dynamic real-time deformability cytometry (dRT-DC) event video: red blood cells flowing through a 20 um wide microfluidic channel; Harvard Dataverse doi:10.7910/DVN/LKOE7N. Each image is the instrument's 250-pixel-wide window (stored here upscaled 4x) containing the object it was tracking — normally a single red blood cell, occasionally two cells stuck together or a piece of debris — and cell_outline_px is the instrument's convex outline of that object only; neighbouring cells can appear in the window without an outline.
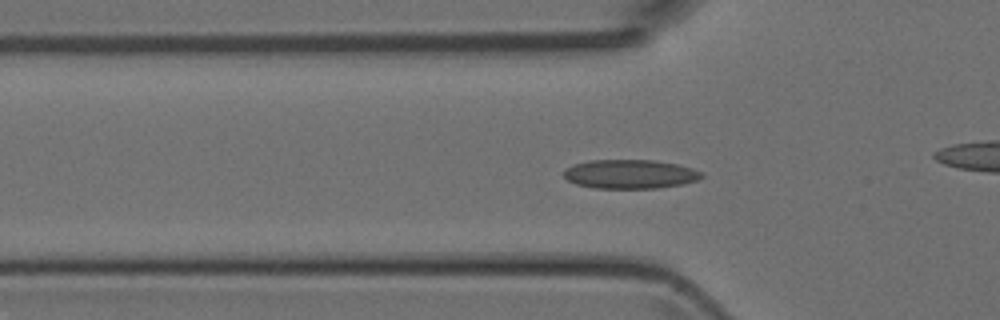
{"species": "Egyptian fruit bat (a non-hibernating species)", "species_latin": "Rousettus aegyptiacus", "temperature_condition": "room temperature", "stored_images_in_passage": 13, "camera_frame_rate_fps": 3000, "um_per_image_px": 0.085, "animal": {"sex": "female"}, "frame": {"image": 1, "passage_image": 7, "time_ms": 2.0, "image_size_px": [1000, 320], "cell_outline_px": [[704, 176], [696, 180], [684, 184], [656, 188], [596, 188], [576, 184], [568, 180], [564, 176], [564, 168], [572, 164], [588, 160], [656, 160], [676, 164], [692, 168], [704, 172]], "centroid_in_image_um": [53.55, 14.79], "position_along_channel_um": 72.2, "area_um2": 23.47}}
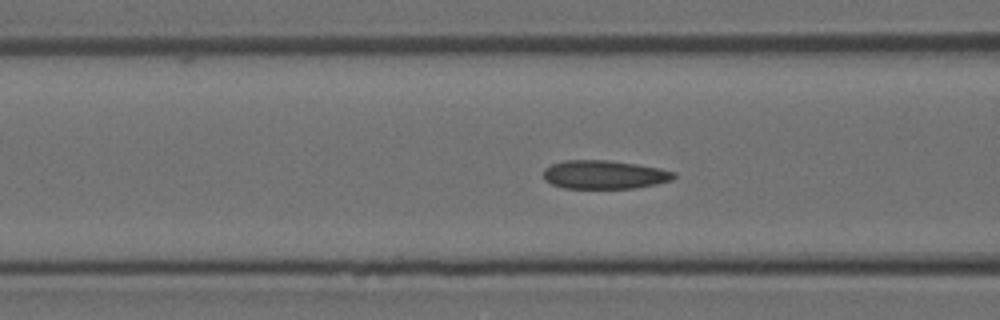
{"frame": {"image": 2, "passage_image": 10, "time_ms": 3.0, "image_size_px": [1000, 320], "cell_outline_px": [[676, 176], [672, 180], [656, 184], [636, 188], [564, 188], [552, 184], [544, 180], [544, 168], [552, 164], [564, 160], [608, 160], [636, 164], [660, 168], [676, 172]], "centroid_in_image_um": [51.38, 14.84], "position_along_channel_um": 115.2, "area_um2": 21.79}}